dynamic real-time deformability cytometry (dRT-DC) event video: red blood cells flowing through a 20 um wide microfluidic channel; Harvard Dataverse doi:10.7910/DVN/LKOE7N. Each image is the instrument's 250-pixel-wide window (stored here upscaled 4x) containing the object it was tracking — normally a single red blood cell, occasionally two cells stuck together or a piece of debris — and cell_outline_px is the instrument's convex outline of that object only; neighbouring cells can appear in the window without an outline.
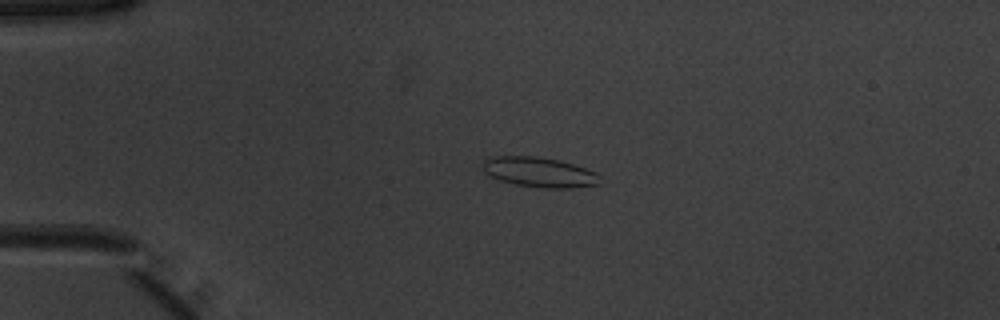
{"species": "common noctule bat (a hibernating species)", "species_latin": "Nyctalus noctula", "temperature_condition": "warm", "stored_images_in_passage": 51, "camera_frame_rate_fps": 3000, "um_per_image_px": 0.085, "animal": {"sex": "male", "body_mass_g": 20.1, "forearm_length_mm": 53.5}, "frame": {"image": 1, "passage_image": 11, "time_ms": 3.333, "image_size_px": [1000, 320], "cell_outline_px": [[600, 184], [572, 188], [544, 188], [516, 184], [500, 180], [484, 172], [484, 160], [496, 156], [536, 156], [560, 160], [596, 172], [600, 176]], "centroid_in_image_um": [45.88, 14.64], "position_along_channel_um": 39.1, "area_um2": 20.29}}
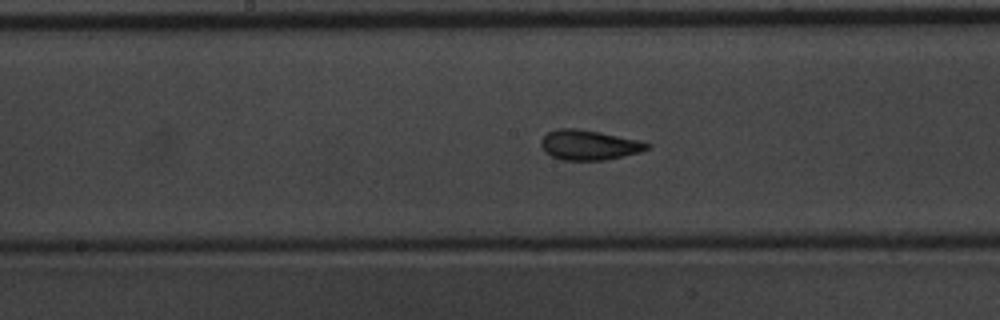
{"frame": {"image": 2, "passage_image": 26, "time_ms": 8.333, "image_size_px": [1000, 320], "cell_outline_px": [[652, 148], [640, 152], [604, 160], [560, 160], [544, 152], [540, 144], [540, 140], [548, 132], [556, 128], [576, 128], [600, 132], [636, 140], [652, 144]], "centroid_in_image_um": [50.04, 12.32], "position_along_channel_um": 198.2, "area_um2": 18.55}}
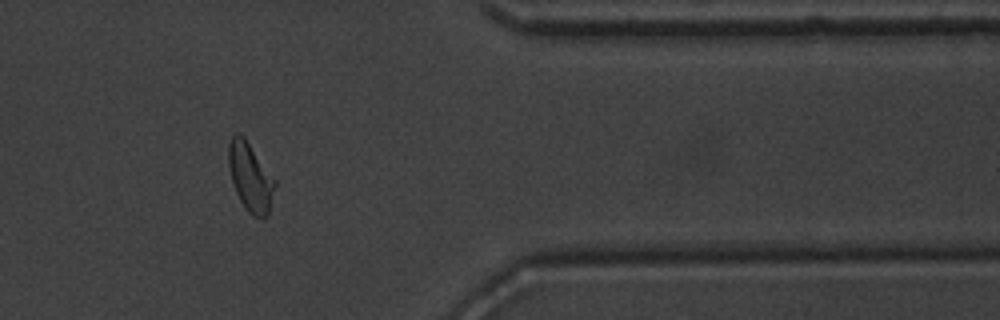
{"frame": {"image": 3, "passage_image": 42, "time_ms": 13.667, "image_size_px": [1000, 320], "cell_outline_px": [[276, 184], [268, 216], [264, 220], [260, 220], [252, 216], [244, 208], [236, 192], [232, 180], [228, 164], [228, 144], [232, 136], [236, 132], [244, 136], [276, 180]], "centroid_in_image_um": [21.29, 15.09], "position_along_channel_um": 390.1, "area_um2": 18.79}, "authors_computed_cell_mechanics": {"area_um2": 18.4382, "velocity_mm_per_s": 3.9132, "shape_relaxation_time_tau1_ms": 4.6914, "shape_relaxation_time_tau2_ms": 1.2611, "deformation_change_tau1": 0.1477, "deformation_change_tau2": 0.0758}}